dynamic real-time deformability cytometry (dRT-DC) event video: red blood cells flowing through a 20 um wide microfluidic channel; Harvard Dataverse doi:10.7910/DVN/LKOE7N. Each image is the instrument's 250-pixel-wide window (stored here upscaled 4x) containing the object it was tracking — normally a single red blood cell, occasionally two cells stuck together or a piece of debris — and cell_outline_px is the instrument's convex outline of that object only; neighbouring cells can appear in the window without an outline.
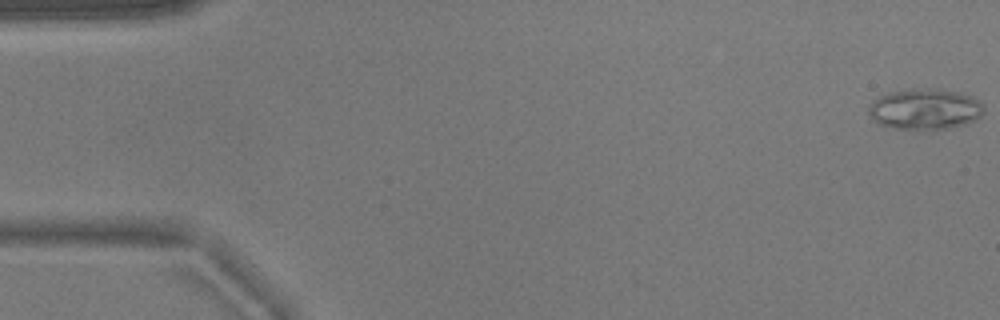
{"species": "common noctule bat (a hibernating species)", "species_latin": "Nyctalus noctula", "temperature_condition": "warm", "stored_images_in_passage": 8, "camera_frame_rate_fps": 3000, "um_per_image_px": 0.085, "animal": {"sex": "male", "body_mass_g": 17.9}, "frame": {"image": 1, "passage_image": 1, "time_ms": 0.0, "image_size_px": [1000, 320], "cell_outline_px": [[984, 112], [976, 120], [964, 124], [948, 128], [916, 132], [912, 132], [892, 128], [880, 124], [872, 120], [868, 112], [868, 104], [880, 96], [888, 92], [912, 88], [936, 88], [960, 92], [972, 96], [980, 100], [984, 104]], "centroid_in_image_um": [78.61, 9.29], "position_along_channel_um": 6.4, "area_um2": 28.5}}